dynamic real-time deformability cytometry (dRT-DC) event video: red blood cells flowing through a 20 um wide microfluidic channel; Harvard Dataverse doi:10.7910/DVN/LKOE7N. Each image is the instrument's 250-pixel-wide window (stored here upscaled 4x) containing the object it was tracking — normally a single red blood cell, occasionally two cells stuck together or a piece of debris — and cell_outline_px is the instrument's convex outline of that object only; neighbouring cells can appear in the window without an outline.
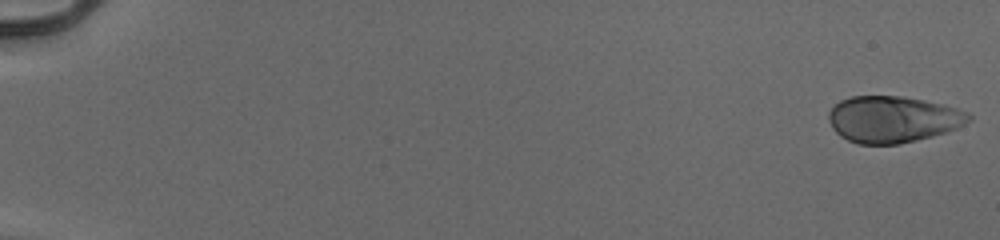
{"species": "human", "species_latin": "Homo sapiens", "temperature_condition": "cold", "stored_images_in_passage": 54, "camera_frame_rate_fps": 3000, "um_per_image_px": 0.085, "donor": {"sex": "male"}, "frame": {"image": 1, "passage_image": 1, "time_ms": 0.0, "image_size_px": [1000, 240], "cell_outline_px": [[972, 120], [956, 128], [932, 136], [900, 144], [856, 144], [840, 136], [832, 128], [828, 120], [828, 112], [840, 100], [852, 96], [900, 96], [924, 100], [944, 104], [968, 112], [972, 116]], "centroid_in_image_um": [75.88, 10.14], "position_along_channel_um": 9.1, "area_um2": 38.03}}
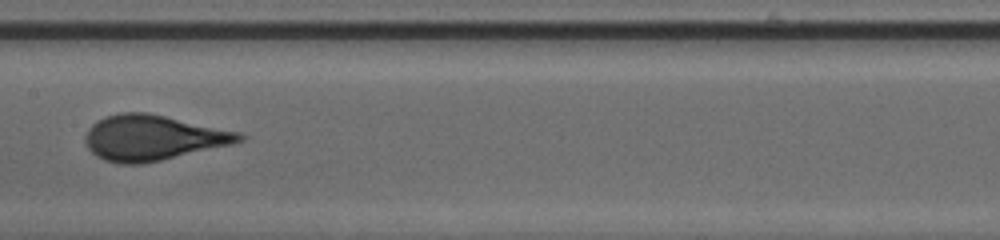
{"frame": {"image": 2, "passage_image": 30, "time_ms": 9.667, "image_size_px": [1000, 240], "cell_outline_px": [[248, 136], [244, 140], [232, 144], [160, 160], [140, 164], [120, 164], [104, 160], [96, 156], [88, 148], [84, 140], [84, 136], [88, 128], [96, 120], [104, 116], [120, 112], [148, 112], [240, 132]], "centroid_in_image_um": [12.96, 11.69], "position_along_channel_um": 194.4, "area_um2": 40.81}}
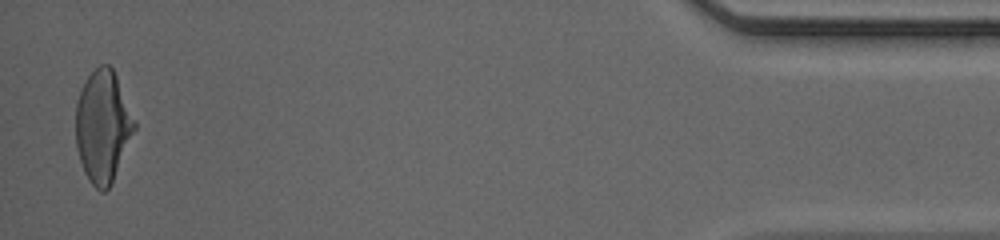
{"frame": {"image": 3, "passage_image": 53, "time_ms": 17.333, "image_size_px": [1000, 240], "cell_outline_px": [[136, 128], [112, 184], [104, 192], [100, 192], [88, 180], [84, 172], [76, 148], [76, 104], [80, 88], [84, 80], [100, 64], [108, 64], [112, 68], [116, 76], [136, 120]], "centroid_in_image_um": [8.74, 10.75], "position_along_channel_um": 426.5, "area_um2": 38.55}, "authors_computed_cell_mechanics": {"area_um2": 38.5815, "velocity_mm_per_s": 3.9708, "shape_relaxation_time_tau1_ms": 4.7317, "shape_relaxation_time_tau2_ms": null, "deformation_change_tau1": 0.187, "deformation_change_tau2": null}}